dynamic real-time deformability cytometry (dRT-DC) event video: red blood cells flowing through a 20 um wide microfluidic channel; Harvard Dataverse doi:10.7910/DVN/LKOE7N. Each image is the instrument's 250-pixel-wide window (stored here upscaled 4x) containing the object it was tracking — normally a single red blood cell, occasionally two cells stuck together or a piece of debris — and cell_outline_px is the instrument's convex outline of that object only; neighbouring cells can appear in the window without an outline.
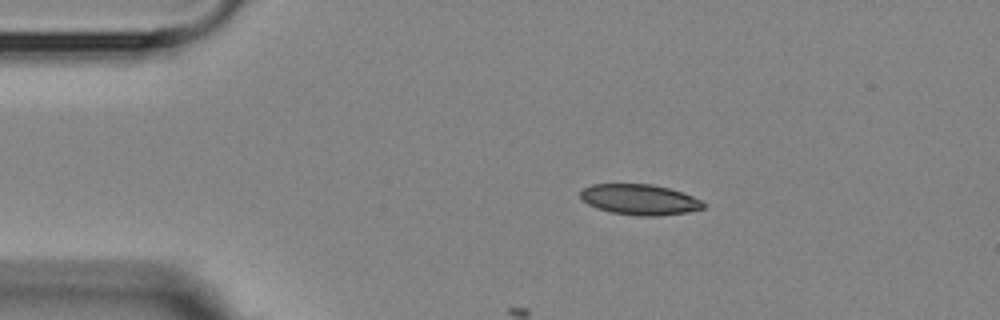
{"species": "Egyptian fruit bat (a non-hibernating species)", "species_latin": "Rousettus aegyptiacus", "temperature_condition": "room temperature", "stored_images_in_passage": 9, "camera_frame_rate_fps": 3000, "um_per_image_px": 0.085, "animal": {"sex": "female"}, "frame": {"image": 1, "passage_image": 1, "time_ms": 0.0, "image_size_px": [1000, 320], "cell_outline_px": [[704, 208], [688, 212], [660, 216], [640, 216], [612, 212], [596, 208], [588, 204], [580, 196], [580, 192], [584, 188], [592, 184], [652, 184], [668, 188], [692, 196], [700, 200], [704, 204]], "centroid_in_image_um": [54.36, 16.97], "position_along_channel_um": 30.6, "area_um2": 21.73}}
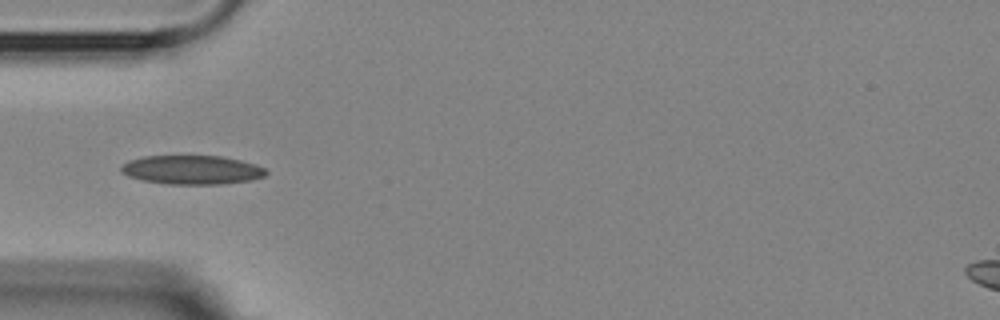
{"frame": {"image": 2, "passage_image": 3, "time_ms": 2.333, "image_size_px": [1000, 320], "cell_outline_px": [[268, 172], [264, 176], [252, 180], [220, 184], [168, 184], [144, 180], [128, 176], [120, 172], [120, 168], [128, 160], [144, 156], [220, 156], [240, 160], [256, 164], [264, 168]], "centroid_in_image_um": [16.31, 14.43], "position_along_channel_um": 68.7, "area_um2": 24.39}}